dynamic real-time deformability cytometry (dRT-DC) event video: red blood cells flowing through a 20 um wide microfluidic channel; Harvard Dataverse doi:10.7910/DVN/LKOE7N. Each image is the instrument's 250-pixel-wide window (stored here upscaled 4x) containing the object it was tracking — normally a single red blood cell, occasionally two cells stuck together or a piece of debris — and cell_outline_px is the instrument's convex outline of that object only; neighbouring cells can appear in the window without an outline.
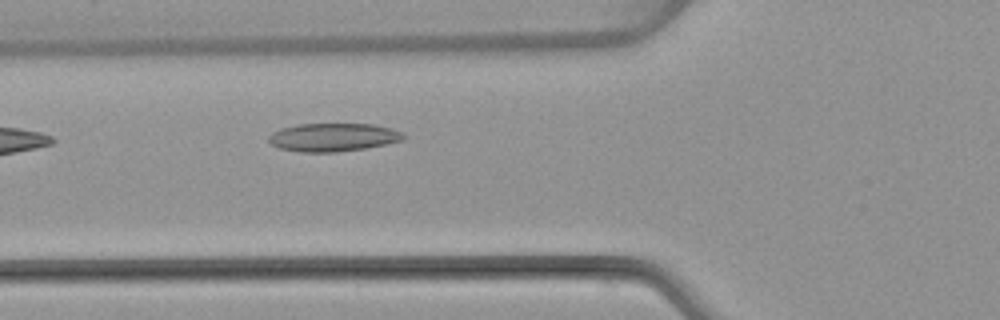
{"species": "common noctule bat (a hibernating species)", "species_latin": "Nyctalus noctula", "temperature_condition": "warm", "stored_images_in_passage": 4, "camera_frame_rate_fps": 3000, "um_per_image_px": 0.085, "animal": {"sex": "female", "body_mass_g": 22.7, "forearm_length_mm": 54.2}, "frame": {"image": 1, "passage_image": 4, "time_ms": 4.333, "image_size_px": [1000, 320], "cell_outline_px": [[408, 136], [404, 140], [364, 148], [336, 152], [300, 152], [280, 148], [272, 144], [268, 140], [268, 136], [272, 132], [280, 128], [296, 124], [372, 124], [392, 128], [404, 132]], "centroid_in_image_um": [28.34, 11.66], "position_along_channel_um": 97.5, "area_um2": 22.31}}